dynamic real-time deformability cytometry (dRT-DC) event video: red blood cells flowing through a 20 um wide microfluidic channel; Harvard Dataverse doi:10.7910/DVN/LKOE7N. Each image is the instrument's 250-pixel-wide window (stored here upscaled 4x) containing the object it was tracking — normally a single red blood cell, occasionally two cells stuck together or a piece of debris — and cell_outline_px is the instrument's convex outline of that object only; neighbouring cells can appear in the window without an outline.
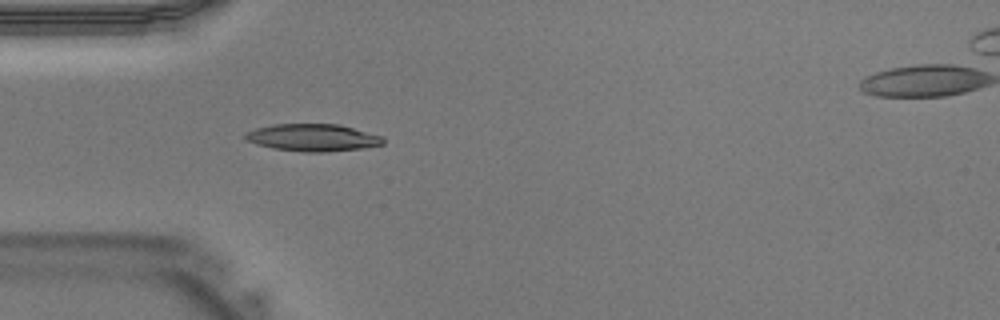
{"species": "Egyptian fruit bat (a non-hibernating species)", "species_latin": "Rousettus aegyptiacus", "temperature_condition": "warm", "stored_images_in_passage": 30, "camera_frame_rate_fps": 3000, "um_per_image_px": 0.085, "animal": {"sex": "male"}, "frame": {"image": 1, "passage_image": 1, "time_ms": 0.0, "image_size_px": [1000, 320], "cell_outline_px": [[384, 144], [364, 148], [324, 152], [304, 152], [272, 148], [256, 144], [248, 140], [244, 136], [244, 132], [256, 128], [272, 124], [336, 124], [384, 136]], "centroid_in_image_um": [26.58, 11.7], "position_along_channel_um": 58.4, "area_um2": 21.91}}
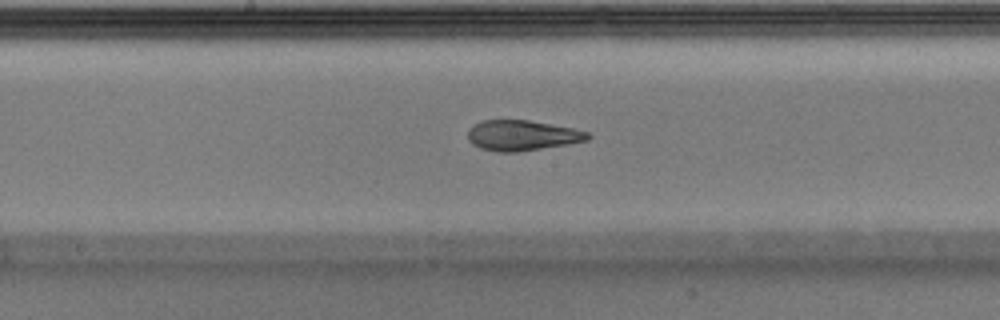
{"frame": {"image": 2, "passage_image": 10, "time_ms": 3.0, "image_size_px": [1000, 320], "cell_outline_px": [[592, 136], [588, 140], [568, 144], [516, 152], [496, 152], [480, 148], [472, 144], [468, 140], [468, 132], [472, 124], [484, 120], [528, 120], [572, 128], [588, 132]], "centroid_in_image_um": [44.36, 11.51], "position_along_channel_um": 203.8, "area_um2": 21.21}}
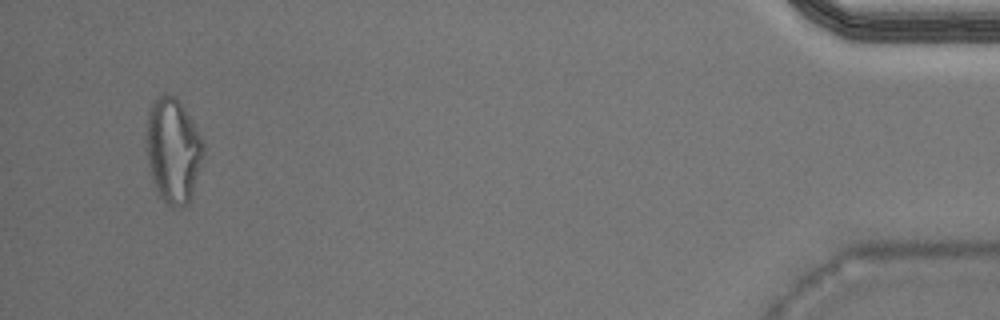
{"frame": {"image": 3, "passage_image": 28, "time_ms": 9.0, "image_size_px": [1000, 320], "cell_outline_px": [[204, 152], [192, 200], [188, 204], [180, 208], [172, 208], [160, 196], [152, 180], [148, 164], [148, 112], [152, 104], [164, 92], [176, 96], [192, 120], [204, 144]], "centroid_in_image_um": [14.75, 12.83], "position_along_channel_um": 420.4, "area_um2": 34.68}}